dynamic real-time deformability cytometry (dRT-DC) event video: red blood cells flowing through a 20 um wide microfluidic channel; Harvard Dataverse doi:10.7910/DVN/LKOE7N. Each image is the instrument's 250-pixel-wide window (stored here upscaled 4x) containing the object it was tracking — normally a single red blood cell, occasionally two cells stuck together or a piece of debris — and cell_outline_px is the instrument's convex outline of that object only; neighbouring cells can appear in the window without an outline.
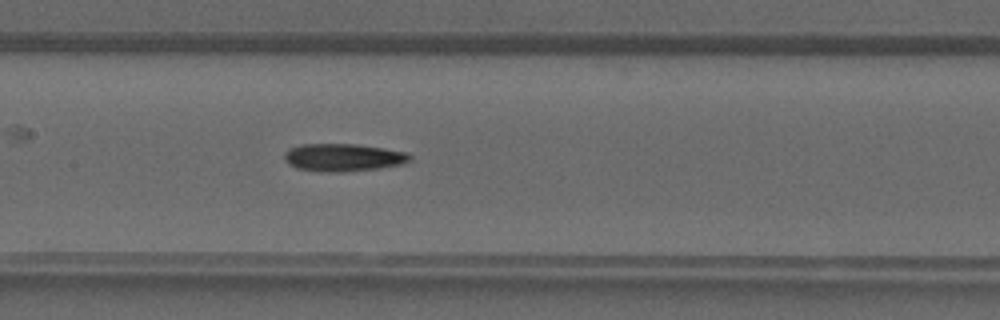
{"species": "common noctule bat (a hibernating species)", "species_latin": "Nyctalus noctula", "temperature_condition": "warm", "stored_images_in_passage": 30, "camera_frame_rate_fps": 3000, "um_per_image_px": 0.085, "animal": {"sex": "male", "forearm_length_mm": 52.5}, "frame": {"image": 1, "passage_image": 11, "time_ms": 3.333, "image_size_px": [1000, 320], "cell_outline_px": [[412, 160], [400, 164], [380, 168], [340, 172], [328, 172], [296, 168], [288, 164], [284, 160], [284, 152], [288, 148], [300, 144], [356, 144], [384, 148], [408, 152], [412, 156]], "centroid_in_image_um": [29.16, 13.37], "position_along_channel_um": 178.2, "area_um2": 20.4}}
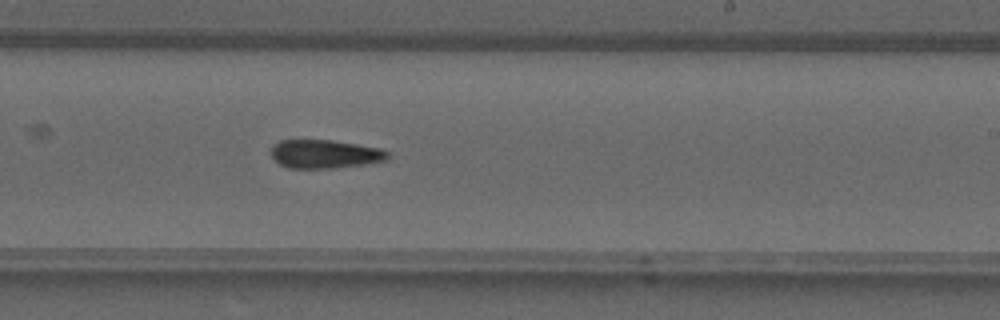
{"frame": {"image": 2, "passage_image": 16, "time_ms": 5.0, "image_size_px": [1000, 320], "cell_outline_px": [[388, 160], [368, 164], [336, 168], [288, 168], [280, 164], [272, 156], [272, 148], [280, 140], [332, 140], [384, 148], [388, 152]], "centroid_in_image_um": [27.69, 13.09], "position_along_channel_um": 261.3, "area_um2": 19.54}}
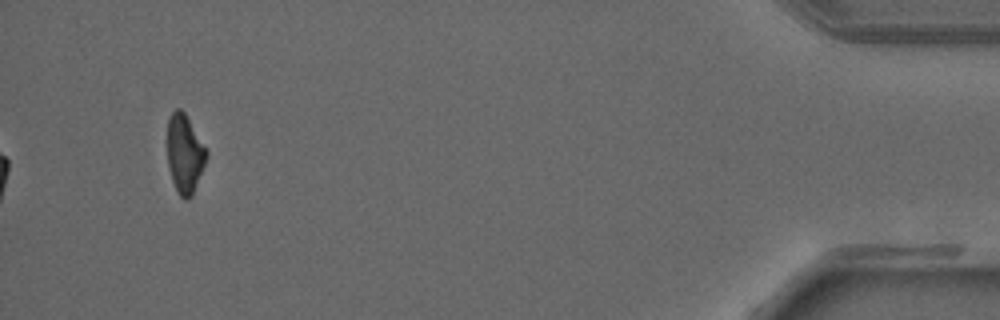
{"frame": {"image": 3, "passage_image": 30, "time_ms": 9.667, "image_size_px": [1000, 320], "cell_outline_px": [[208, 156], [192, 196], [188, 200], [184, 200], [180, 196], [172, 180], [168, 168], [168, 120], [172, 112], [176, 108], [180, 108], [184, 112], [208, 152]], "centroid_in_image_um": [15.7, 13.1], "position_along_channel_um": 419.5, "area_um2": 17.74}}